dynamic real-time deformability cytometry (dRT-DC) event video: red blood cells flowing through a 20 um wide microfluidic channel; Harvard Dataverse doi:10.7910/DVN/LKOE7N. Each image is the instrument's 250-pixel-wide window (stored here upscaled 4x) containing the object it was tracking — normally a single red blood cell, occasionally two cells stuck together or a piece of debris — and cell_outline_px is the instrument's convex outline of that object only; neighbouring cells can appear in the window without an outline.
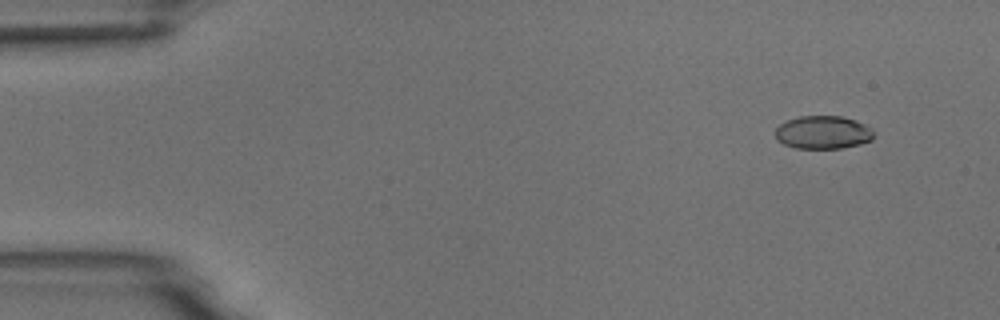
{"species": "common noctule bat (a hibernating species)", "species_latin": "Nyctalus noctula", "temperature_condition": "room temperature", "stored_images_in_passage": 4, "camera_frame_rate_fps": 3000, "um_per_image_px": 0.085, "animal": {"sex": "male", "body_mass_g": 18.8}, "frame": {"image": 1, "passage_image": 1, "time_ms": 0.0, "image_size_px": [1000, 320], "cell_outline_px": [[876, 132], [872, 140], [860, 144], [840, 148], [796, 148], [784, 144], [776, 140], [772, 132], [780, 124], [788, 120], [800, 116], [840, 116], [856, 120], [872, 128]], "centroid_in_image_um": [69.95, 11.25], "position_along_channel_um": 15.1, "area_um2": 19.25}}
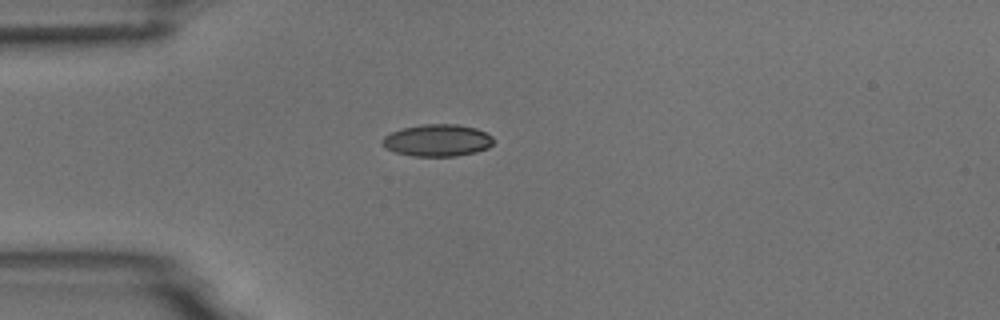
{"frame": {"image": 2, "passage_image": 3, "time_ms": 3.333, "image_size_px": [1000, 320], "cell_outline_px": [[492, 144], [488, 148], [476, 152], [456, 156], [412, 156], [396, 152], [388, 148], [380, 140], [384, 136], [392, 132], [404, 128], [424, 124], [456, 124], [476, 128], [492, 136]], "centroid_in_image_um": [37.19, 11.93], "position_along_channel_um": 47.8, "area_um2": 20.52}}